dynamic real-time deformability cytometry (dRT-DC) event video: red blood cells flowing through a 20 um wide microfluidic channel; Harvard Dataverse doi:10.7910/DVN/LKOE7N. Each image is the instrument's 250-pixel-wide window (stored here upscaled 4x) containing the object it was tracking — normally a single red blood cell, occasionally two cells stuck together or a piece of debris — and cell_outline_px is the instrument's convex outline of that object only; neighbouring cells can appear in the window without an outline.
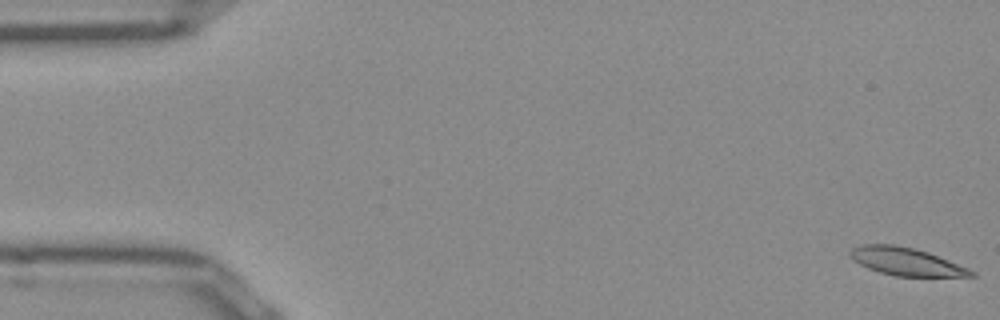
{"species": "Egyptian fruit bat (a non-hibernating species)", "species_latin": "Rousettus aegyptiacus", "temperature_condition": "room temperature", "stored_images_in_passage": 14, "camera_frame_rate_fps": 3000, "um_per_image_px": 0.085, "frame": {"image": 1, "passage_image": 1, "time_ms": 0.0, "image_size_px": [1000, 320], "cell_outline_px": [[976, 276], [896, 276], [880, 272], [868, 268], [860, 264], [848, 252], [852, 248], [864, 244], [892, 244], [912, 248], [928, 252], [968, 268], [976, 272]], "centroid_in_image_um": [77.03, 22.23], "position_along_channel_um": 8.0, "area_um2": 19.25}}
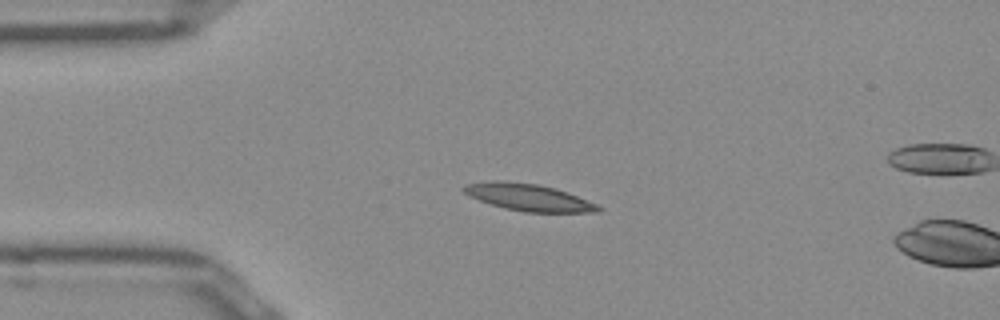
{"frame": {"image": 2, "passage_image": 12, "time_ms": 3.667, "image_size_px": [1000, 320], "cell_outline_px": [[604, 208], [600, 212], [524, 212], [504, 208], [468, 196], [460, 188], [464, 184], [492, 180], [496, 180], [536, 184], [552, 188], [576, 196], [596, 204]], "centroid_in_image_um": [44.86, 16.78], "position_along_channel_um": 40.1, "area_um2": 20.87}}